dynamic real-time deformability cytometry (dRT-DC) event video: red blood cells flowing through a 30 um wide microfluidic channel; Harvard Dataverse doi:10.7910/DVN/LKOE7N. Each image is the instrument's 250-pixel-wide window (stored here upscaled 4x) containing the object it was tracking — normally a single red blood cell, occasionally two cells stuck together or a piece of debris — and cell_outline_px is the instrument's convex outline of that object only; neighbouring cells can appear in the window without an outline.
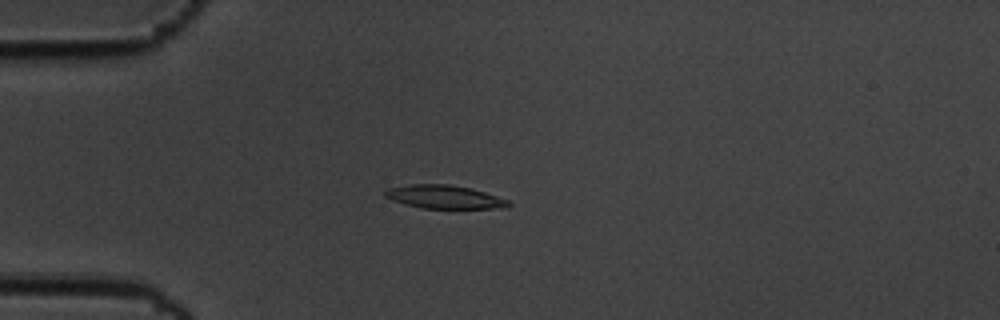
{"species": "common noctule bat (a hibernating species)", "species_latin": "Nyctalus noctula", "temperature_condition": "cold", "stored_images_in_passage": 50, "camera_frame_rate_fps": 3000, "um_per_image_px": 0.085, "animal": {"sex": "male", "body_mass_g": 19.5, "forearm_length_mm": 54.6}, "frame": {"image": 1, "passage_image": 8, "time_ms": 2.333, "image_size_px": [1000, 320], "cell_outline_px": [[512, 204], [500, 208], [420, 208], [404, 204], [392, 200], [384, 196], [384, 192], [388, 188], [408, 184], [448, 184], [472, 188], [508, 200]], "centroid_in_image_um": [37.72, 16.73], "position_along_channel_um": 47.3, "area_um2": 16.76}}
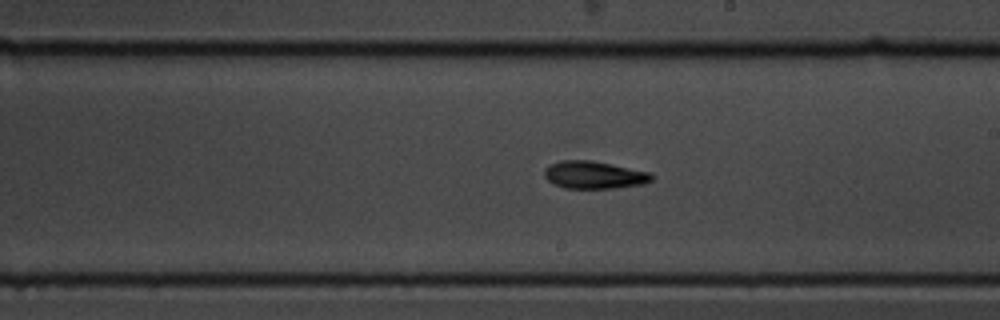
{"frame": {"image": 2, "passage_image": 26, "time_ms": 8.333, "image_size_px": [1000, 320], "cell_outline_px": [[656, 176], [652, 180], [644, 184], [616, 188], [564, 188], [552, 184], [544, 176], [544, 168], [548, 164], [560, 160], [588, 160], [652, 172]], "centroid_in_image_um": [50.49, 14.87], "position_along_channel_um": 238.5, "area_um2": 17.46}}
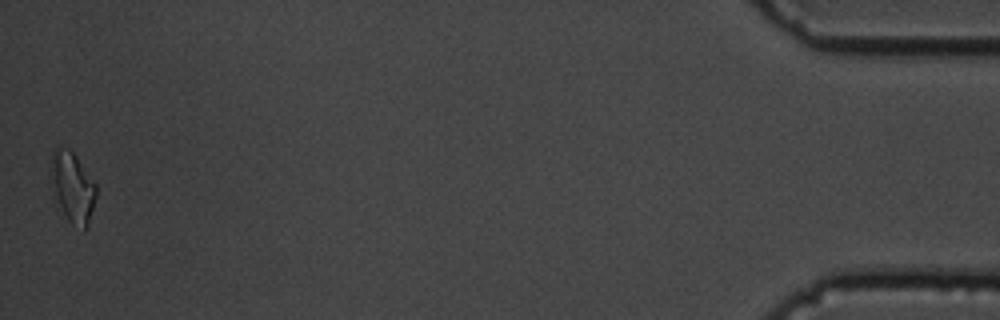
{"frame": {"image": 3, "passage_image": 50, "time_ms": 16.333, "image_size_px": [1000, 320], "cell_outline_px": [[96, 196], [88, 228], [84, 232], [72, 224], [56, 208], [52, 200], [52, 152], [56, 148], [68, 148], [76, 156], [96, 184]], "centroid_in_image_um": [6.16, 16.02], "position_along_channel_um": 429.0, "area_um2": 19.02}, "authors_computed_cell_mechanics": {"area_um2": 16.7909, "velocity_mm_per_s": 3.4809, "shape_relaxation_time_tau1_ms": 5.6531, "shape_relaxation_time_tau2_ms": 6.1298, "deformation_change_tau1": 0.1476, "deformation_change_tau2": 0.1341}}